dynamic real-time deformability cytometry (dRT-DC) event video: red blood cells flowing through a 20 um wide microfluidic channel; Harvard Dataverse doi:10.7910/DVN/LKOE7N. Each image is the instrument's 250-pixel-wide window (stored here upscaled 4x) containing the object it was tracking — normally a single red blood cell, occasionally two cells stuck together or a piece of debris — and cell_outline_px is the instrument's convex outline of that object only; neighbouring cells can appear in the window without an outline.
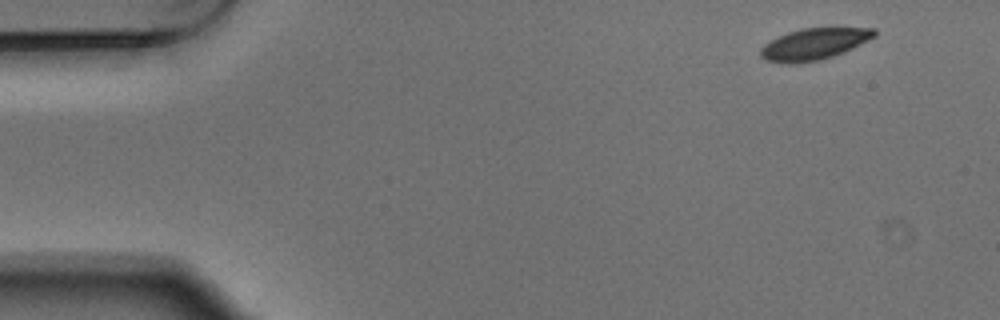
{"species": "Egyptian fruit bat (a non-hibernating species)", "species_latin": "Rousettus aegyptiacus", "temperature_condition": "warm", "stored_images_in_passage": 4, "camera_frame_rate_fps": 3000, "um_per_image_px": 0.085, "animal": {"sex": "male"}, "frame": {"image": 1, "passage_image": 1, "time_ms": 0.0, "image_size_px": [1000, 320], "cell_outline_px": [[876, 36], [844, 52], [820, 60], [796, 64], [784, 64], [764, 60], [760, 56], [760, 48], [764, 44], [788, 32], [800, 28], [876, 28]], "centroid_in_image_um": [69.16, 3.76], "position_along_channel_um": 15.8, "area_um2": 20.92}}
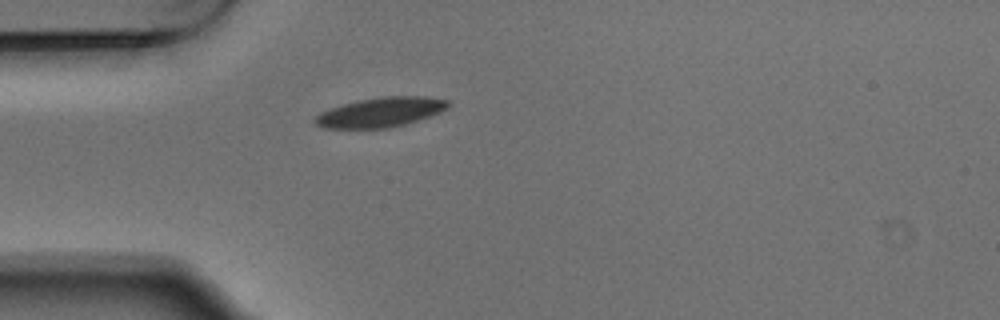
{"frame": {"image": 2, "passage_image": 4, "time_ms": 1.0, "image_size_px": [1000, 320], "cell_outline_px": [[452, 104], [448, 108], [440, 112], [404, 124], [388, 128], [324, 128], [316, 124], [312, 120], [320, 112], [344, 104], [360, 100], [384, 96], [428, 96], [448, 100]], "centroid_in_image_um": [32.38, 9.53], "position_along_channel_um": 52.6, "area_um2": 22.83}}